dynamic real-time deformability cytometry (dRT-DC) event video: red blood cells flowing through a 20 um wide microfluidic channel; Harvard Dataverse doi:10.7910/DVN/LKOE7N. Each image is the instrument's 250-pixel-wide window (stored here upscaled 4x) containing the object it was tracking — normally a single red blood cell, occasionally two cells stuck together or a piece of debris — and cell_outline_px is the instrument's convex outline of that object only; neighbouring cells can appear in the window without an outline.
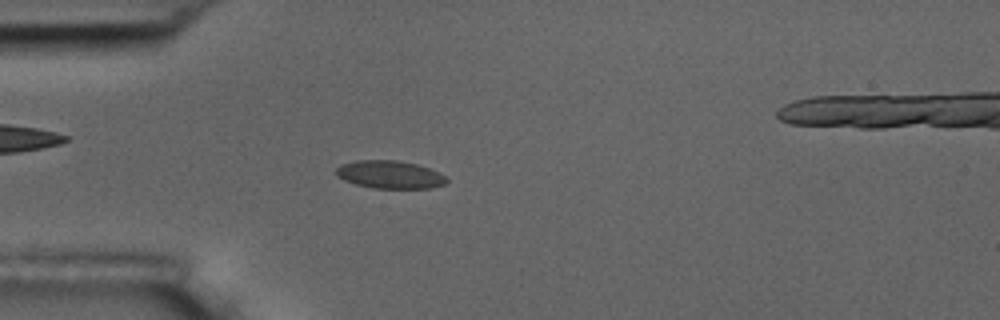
{"species": "common noctule bat (a hibernating species)", "species_latin": "Nyctalus noctula", "temperature_condition": "room temperature", "stored_images_in_passage": 56, "camera_frame_rate_fps": 3000, "um_per_image_px": 0.085, "animal": {"sex": "male", "body_mass_g": 17.5, "forearm_length_mm": 52.3}, "frame": {"image": 1, "passage_image": 15, "time_ms": 4.667, "image_size_px": [1000, 320], "cell_outline_px": [[448, 180], [444, 184], [428, 188], [372, 188], [356, 184], [344, 180], [336, 176], [336, 168], [340, 164], [356, 160], [396, 160], [416, 164], [440, 172]], "centroid_in_image_um": [33.1, 14.83], "position_along_channel_um": 51.9, "area_um2": 17.92}}
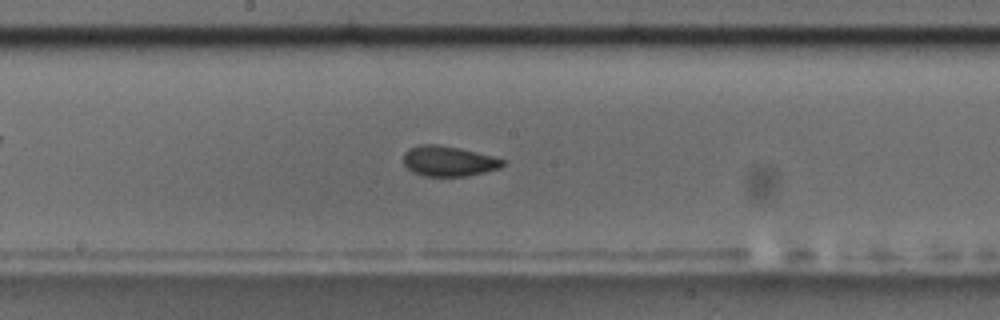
{"frame": {"image": 2, "passage_image": 29, "time_ms": 9.333, "image_size_px": [1000, 320], "cell_outline_px": [[504, 164], [500, 168], [468, 176], [424, 176], [412, 172], [404, 164], [404, 152], [408, 148], [420, 144], [440, 144], [460, 148], [492, 156], [504, 160]], "centroid_in_image_um": [38.1, 13.69], "position_along_channel_um": 210.1, "area_um2": 17.57}}
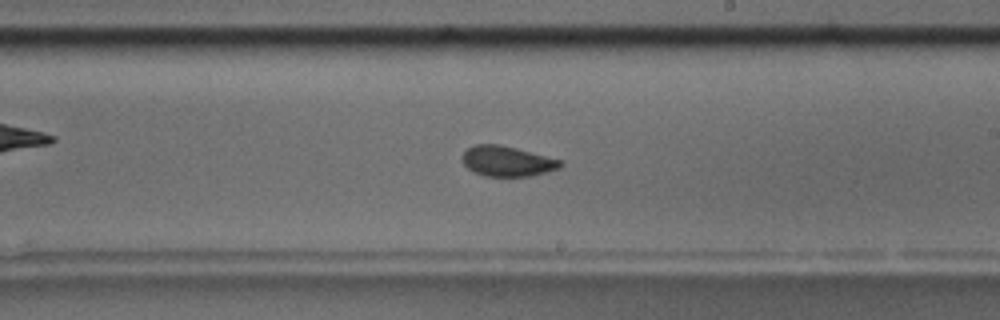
{"frame": {"image": 3, "passage_image": 32, "time_ms": 10.333, "image_size_px": [1000, 320], "cell_outline_px": [[564, 164], [560, 168], [532, 176], [484, 176], [468, 168], [460, 160], [460, 156], [468, 148], [476, 144], [500, 144], [564, 160]], "centroid_in_image_um": [43.13, 13.7], "position_along_channel_um": 245.9, "area_um2": 17.51}, "authors_computed_cell_mechanics": {"area_um2": 17.4845, "velocity_mm_per_s": 3.5955, "shape_relaxation_time_tau1_ms": null, "shape_relaxation_time_tau2_ms": 1.4037, "deformation_change_tau1": null, "deformation_change_tau2": 0.0577}}